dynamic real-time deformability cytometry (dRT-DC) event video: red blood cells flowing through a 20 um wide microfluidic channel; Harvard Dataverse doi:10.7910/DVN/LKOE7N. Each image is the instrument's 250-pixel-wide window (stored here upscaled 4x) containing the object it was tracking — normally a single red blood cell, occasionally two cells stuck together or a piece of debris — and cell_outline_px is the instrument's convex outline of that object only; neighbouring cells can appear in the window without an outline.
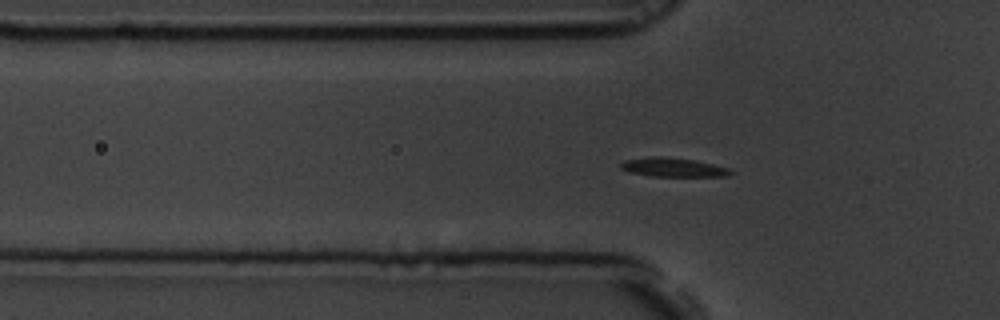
{"species": "common noctule bat (a hibernating species)", "species_latin": "Nyctalus noctula", "temperature_condition": "room temperature", "stored_images_in_passage": 60, "segment_of_instrument_passage": [1, 2], "camera_frame_rate_fps": 3000, "um_per_image_px": 0.085, "animal": {"sex": "male", "body_mass_g": 19.5, "forearm_length_mm": 54.6}, "frame": {"image": 1, "passage_image": 19, "time_ms": 6.0, "image_size_px": [1000, 320], "cell_outline_px": [[732, 172], [728, 176], [652, 176], [628, 172], [620, 168], [620, 164], [624, 160], [652, 156], [660, 156], [692, 160], [712, 164], [728, 168]], "centroid_in_image_um": [57.15, 14.22], "position_along_channel_um": 68.7, "area_um2": 11.96}}
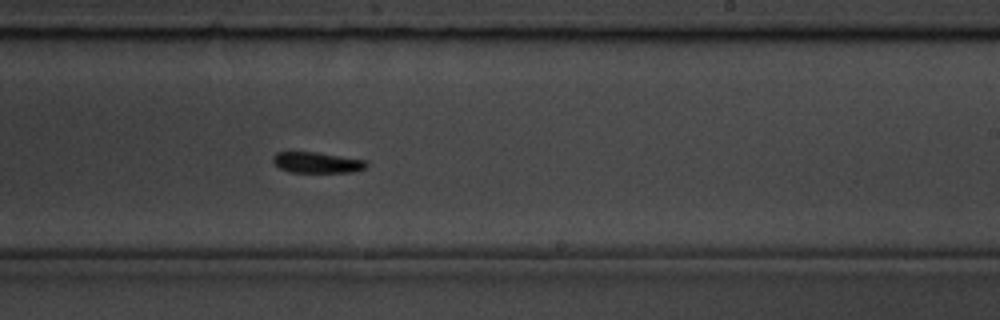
{"frame": {"image": 2, "passage_image": 36, "time_ms": 11.667, "image_size_px": [1000, 320], "cell_outline_px": [[368, 164], [364, 168], [352, 172], [288, 172], [280, 168], [272, 160], [272, 156], [276, 152], [316, 152], [364, 160]], "centroid_in_image_um": [26.9, 13.81], "position_along_channel_um": 262.1, "area_um2": 11.21}}
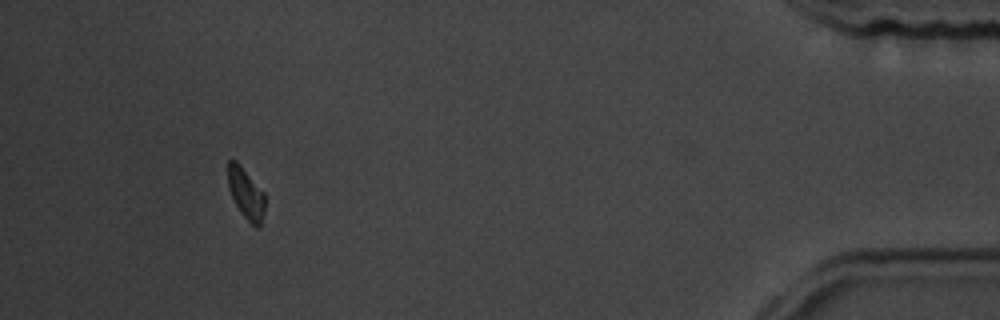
{"frame": {"image": 3, "passage_image": 55, "time_ms": 18.0, "image_size_px": [1000, 320], "cell_outline_px": [[264, 208], [260, 228], [256, 228], [240, 212], [232, 196], [228, 184], [228, 160], [236, 160], [240, 164], [264, 192]], "centroid_in_image_um": [20.91, 16.44], "position_along_channel_um": 414.3, "area_um2": 10.81}}